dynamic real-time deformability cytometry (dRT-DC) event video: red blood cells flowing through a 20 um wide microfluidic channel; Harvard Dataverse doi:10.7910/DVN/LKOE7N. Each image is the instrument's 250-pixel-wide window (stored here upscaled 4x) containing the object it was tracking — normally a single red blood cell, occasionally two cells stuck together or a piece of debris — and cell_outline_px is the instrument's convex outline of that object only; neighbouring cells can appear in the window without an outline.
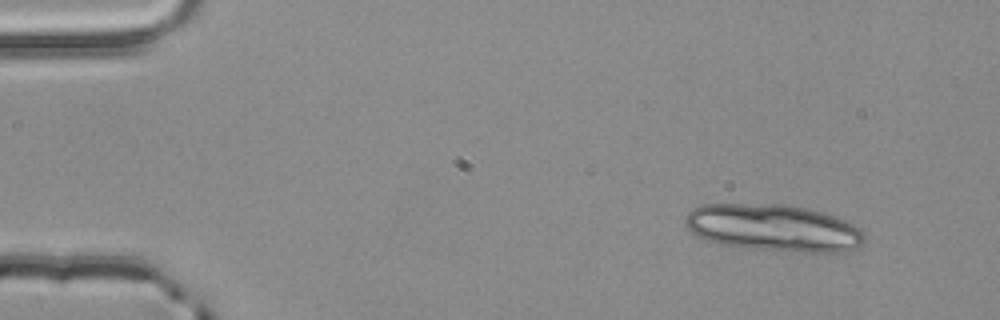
{"species": "common noctule bat (a hibernating species)", "species_latin": "Nyctalus noctula", "temperature_condition": "room temperature", "stored_images_in_passage": 4, "segment_of_instrument_passage": [1, 2], "camera_frame_rate_fps": 3000, "um_per_image_px": 0.085, "animal": {"sex": "male", "body_mass_g": 20.4}, "frame": {"image": 1, "passage_image": 1, "time_ms": 0.0, "image_size_px": [1000, 320], "cell_outline_px": [[864, 240], [856, 248], [844, 252], [800, 252], [748, 248], [720, 244], [696, 236], [684, 224], [684, 220], [688, 212], [692, 208], [700, 204], [784, 204], [824, 212], [844, 220], [860, 228], [864, 232]], "centroid_in_image_um": [65.73, 19.37], "position_along_channel_um": 19.3, "area_um2": 49.25}}